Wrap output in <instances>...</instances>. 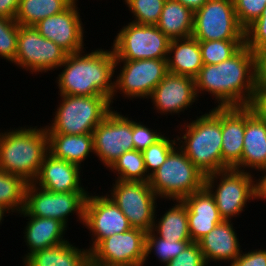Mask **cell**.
<instances>
[{"instance_id":"obj_1","label":"cell","mask_w":266,"mask_h":266,"mask_svg":"<svg viewBox=\"0 0 266 266\" xmlns=\"http://www.w3.org/2000/svg\"><path fill=\"white\" fill-rule=\"evenodd\" d=\"M194 79L198 99L207 92L217 107L249 106L256 89L254 53L243 45L231 58L203 65Z\"/></svg>"},{"instance_id":"obj_2","label":"cell","mask_w":266,"mask_h":266,"mask_svg":"<svg viewBox=\"0 0 266 266\" xmlns=\"http://www.w3.org/2000/svg\"><path fill=\"white\" fill-rule=\"evenodd\" d=\"M67 54L56 77L58 94L71 96L105 95L110 100L114 92L115 55L113 49L97 48L87 53ZM113 79V81H112Z\"/></svg>"},{"instance_id":"obj_3","label":"cell","mask_w":266,"mask_h":266,"mask_svg":"<svg viewBox=\"0 0 266 266\" xmlns=\"http://www.w3.org/2000/svg\"><path fill=\"white\" fill-rule=\"evenodd\" d=\"M195 120L183 122L177 146L205 175L222 170V107H213ZM184 127V128H183ZM182 134V135H181Z\"/></svg>"},{"instance_id":"obj_4","label":"cell","mask_w":266,"mask_h":266,"mask_svg":"<svg viewBox=\"0 0 266 266\" xmlns=\"http://www.w3.org/2000/svg\"><path fill=\"white\" fill-rule=\"evenodd\" d=\"M0 132V170L33 182L48 150L46 127H18Z\"/></svg>"},{"instance_id":"obj_5","label":"cell","mask_w":266,"mask_h":266,"mask_svg":"<svg viewBox=\"0 0 266 266\" xmlns=\"http://www.w3.org/2000/svg\"><path fill=\"white\" fill-rule=\"evenodd\" d=\"M54 119L46 125L47 134L81 135L93 133L94 129L113 109L105 95H60Z\"/></svg>"},{"instance_id":"obj_6","label":"cell","mask_w":266,"mask_h":266,"mask_svg":"<svg viewBox=\"0 0 266 266\" xmlns=\"http://www.w3.org/2000/svg\"><path fill=\"white\" fill-rule=\"evenodd\" d=\"M148 183L160 199L183 200L205 185V174L176 146Z\"/></svg>"},{"instance_id":"obj_7","label":"cell","mask_w":266,"mask_h":266,"mask_svg":"<svg viewBox=\"0 0 266 266\" xmlns=\"http://www.w3.org/2000/svg\"><path fill=\"white\" fill-rule=\"evenodd\" d=\"M254 177L253 173L234 168L205 175L204 186L213 195L224 220L232 221L239 217L247 204L256 200Z\"/></svg>"},{"instance_id":"obj_8","label":"cell","mask_w":266,"mask_h":266,"mask_svg":"<svg viewBox=\"0 0 266 266\" xmlns=\"http://www.w3.org/2000/svg\"><path fill=\"white\" fill-rule=\"evenodd\" d=\"M117 67L121 68L119 73ZM115 70L118 75L116 74L114 79L111 105L118 93L132 102L138 98L148 100L155 87L168 73L167 59L115 60Z\"/></svg>"},{"instance_id":"obj_9","label":"cell","mask_w":266,"mask_h":266,"mask_svg":"<svg viewBox=\"0 0 266 266\" xmlns=\"http://www.w3.org/2000/svg\"><path fill=\"white\" fill-rule=\"evenodd\" d=\"M113 40L116 60L167 59L170 39L156 25L128 22Z\"/></svg>"},{"instance_id":"obj_10","label":"cell","mask_w":266,"mask_h":266,"mask_svg":"<svg viewBox=\"0 0 266 266\" xmlns=\"http://www.w3.org/2000/svg\"><path fill=\"white\" fill-rule=\"evenodd\" d=\"M87 196L88 192L53 193L30 182L25 191L24 209L18 214L53 218L67 226L69 216L76 213L77 221L83 225Z\"/></svg>"},{"instance_id":"obj_11","label":"cell","mask_w":266,"mask_h":266,"mask_svg":"<svg viewBox=\"0 0 266 266\" xmlns=\"http://www.w3.org/2000/svg\"><path fill=\"white\" fill-rule=\"evenodd\" d=\"M106 195L127 217L132 228L148 233L153 228L158 196L148 182L113 180Z\"/></svg>"},{"instance_id":"obj_12","label":"cell","mask_w":266,"mask_h":266,"mask_svg":"<svg viewBox=\"0 0 266 266\" xmlns=\"http://www.w3.org/2000/svg\"><path fill=\"white\" fill-rule=\"evenodd\" d=\"M67 52L40 35L34 26L19 25L17 55L14 65L31 74L59 70Z\"/></svg>"},{"instance_id":"obj_13","label":"cell","mask_w":266,"mask_h":266,"mask_svg":"<svg viewBox=\"0 0 266 266\" xmlns=\"http://www.w3.org/2000/svg\"><path fill=\"white\" fill-rule=\"evenodd\" d=\"M192 36L198 41L244 40L233 0H208L196 10Z\"/></svg>"},{"instance_id":"obj_14","label":"cell","mask_w":266,"mask_h":266,"mask_svg":"<svg viewBox=\"0 0 266 266\" xmlns=\"http://www.w3.org/2000/svg\"><path fill=\"white\" fill-rule=\"evenodd\" d=\"M92 135L94 154L106 168H109L124 152L134 149L132 117L124 116L114 108L94 129Z\"/></svg>"},{"instance_id":"obj_15","label":"cell","mask_w":266,"mask_h":266,"mask_svg":"<svg viewBox=\"0 0 266 266\" xmlns=\"http://www.w3.org/2000/svg\"><path fill=\"white\" fill-rule=\"evenodd\" d=\"M88 193L85 203L84 226L89 230L91 251L101 240L115 233H123L132 227L127 217L106 194ZM95 194V195H94Z\"/></svg>"},{"instance_id":"obj_16","label":"cell","mask_w":266,"mask_h":266,"mask_svg":"<svg viewBox=\"0 0 266 266\" xmlns=\"http://www.w3.org/2000/svg\"><path fill=\"white\" fill-rule=\"evenodd\" d=\"M146 232L131 228L101 240L90 256L97 261L126 266H143L145 261Z\"/></svg>"},{"instance_id":"obj_17","label":"cell","mask_w":266,"mask_h":266,"mask_svg":"<svg viewBox=\"0 0 266 266\" xmlns=\"http://www.w3.org/2000/svg\"><path fill=\"white\" fill-rule=\"evenodd\" d=\"M77 1L63 12L46 17L34 26L41 36L53 41L68 54L80 52L85 49L84 45L86 46L85 28Z\"/></svg>"},{"instance_id":"obj_18","label":"cell","mask_w":266,"mask_h":266,"mask_svg":"<svg viewBox=\"0 0 266 266\" xmlns=\"http://www.w3.org/2000/svg\"><path fill=\"white\" fill-rule=\"evenodd\" d=\"M149 99L158 114L179 115L185 109L187 111L188 108H192L194 102L196 104L199 100L195 89V79L168 72L155 87Z\"/></svg>"},{"instance_id":"obj_19","label":"cell","mask_w":266,"mask_h":266,"mask_svg":"<svg viewBox=\"0 0 266 266\" xmlns=\"http://www.w3.org/2000/svg\"><path fill=\"white\" fill-rule=\"evenodd\" d=\"M81 170L82 167L58 159L48 152L33 183L53 193L88 192L81 182Z\"/></svg>"},{"instance_id":"obj_20","label":"cell","mask_w":266,"mask_h":266,"mask_svg":"<svg viewBox=\"0 0 266 266\" xmlns=\"http://www.w3.org/2000/svg\"><path fill=\"white\" fill-rule=\"evenodd\" d=\"M266 167V122L245 106V134L241 161L234 169L252 173ZM246 169V170H245ZM251 169V170H250Z\"/></svg>"},{"instance_id":"obj_21","label":"cell","mask_w":266,"mask_h":266,"mask_svg":"<svg viewBox=\"0 0 266 266\" xmlns=\"http://www.w3.org/2000/svg\"><path fill=\"white\" fill-rule=\"evenodd\" d=\"M187 206L189 235L198 242L224 219L221 217L213 195L204 186L183 199Z\"/></svg>"},{"instance_id":"obj_22","label":"cell","mask_w":266,"mask_h":266,"mask_svg":"<svg viewBox=\"0 0 266 266\" xmlns=\"http://www.w3.org/2000/svg\"><path fill=\"white\" fill-rule=\"evenodd\" d=\"M233 224L223 220L197 242L208 266L210 262L231 264L240 255L242 246Z\"/></svg>"},{"instance_id":"obj_23","label":"cell","mask_w":266,"mask_h":266,"mask_svg":"<svg viewBox=\"0 0 266 266\" xmlns=\"http://www.w3.org/2000/svg\"><path fill=\"white\" fill-rule=\"evenodd\" d=\"M244 134L245 106L222 107V170L241 161Z\"/></svg>"},{"instance_id":"obj_24","label":"cell","mask_w":266,"mask_h":266,"mask_svg":"<svg viewBox=\"0 0 266 266\" xmlns=\"http://www.w3.org/2000/svg\"><path fill=\"white\" fill-rule=\"evenodd\" d=\"M19 216L27 217L28 220L23 230V239L28 251L21 257L22 261L37 250L51 248L68 241V238L64 237L69 227L59 220L31 215Z\"/></svg>"},{"instance_id":"obj_25","label":"cell","mask_w":266,"mask_h":266,"mask_svg":"<svg viewBox=\"0 0 266 266\" xmlns=\"http://www.w3.org/2000/svg\"><path fill=\"white\" fill-rule=\"evenodd\" d=\"M203 65L199 41L193 36L170 41L168 72L195 78Z\"/></svg>"},{"instance_id":"obj_26","label":"cell","mask_w":266,"mask_h":266,"mask_svg":"<svg viewBox=\"0 0 266 266\" xmlns=\"http://www.w3.org/2000/svg\"><path fill=\"white\" fill-rule=\"evenodd\" d=\"M67 241L33 252L23 260V266H87L90 251Z\"/></svg>"},{"instance_id":"obj_27","label":"cell","mask_w":266,"mask_h":266,"mask_svg":"<svg viewBox=\"0 0 266 266\" xmlns=\"http://www.w3.org/2000/svg\"><path fill=\"white\" fill-rule=\"evenodd\" d=\"M49 153L58 159L84 166L85 159L94 154L92 133L81 135L47 134Z\"/></svg>"},{"instance_id":"obj_28","label":"cell","mask_w":266,"mask_h":266,"mask_svg":"<svg viewBox=\"0 0 266 266\" xmlns=\"http://www.w3.org/2000/svg\"><path fill=\"white\" fill-rule=\"evenodd\" d=\"M194 12L177 0H166L157 28L170 40L192 36Z\"/></svg>"},{"instance_id":"obj_29","label":"cell","mask_w":266,"mask_h":266,"mask_svg":"<svg viewBox=\"0 0 266 266\" xmlns=\"http://www.w3.org/2000/svg\"><path fill=\"white\" fill-rule=\"evenodd\" d=\"M173 202L175 205L169 207L160 218L156 219L155 213L152 231L165 240L191 241L187 206L183 200H173Z\"/></svg>"},{"instance_id":"obj_30","label":"cell","mask_w":266,"mask_h":266,"mask_svg":"<svg viewBox=\"0 0 266 266\" xmlns=\"http://www.w3.org/2000/svg\"><path fill=\"white\" fill-rule=\"evenodd\" d=\"M75 0H19L15 21L23 26H35L42 19L59 14Z\"/></svg>"},{"instance_id":"obj_31","label":"cell","mask_w":266,"mask_h":266,"mask_svg":"<svg viewBox=\"0 0 266 266\" xmlns=\"http://www.w3.org/2000/svg\"><path fill=\"white\" fill-rule=\"evenodd\" d=\"M27 185L23 177L0 170V206L12 215L20 213L24 209Z\"/></svg>"},{"instance_id":"obj_32","label":"cell","mask_w":266,"mask_h":266,"mask_svg":"<svg viewBox=\"0 0 266 266\" xmlns=\"http://www.w3.org/2000/svg\"><path fill=\"white\" fill-rule=\"evenodd\" d=\"M108 169L116 173L115 180L148 182L150 178L145 169L143 153L135 149L124 152Z\"/></svg>"},{"instance_id":"obj_33","label":"cell","mask_w":266,"mask_h":266,"mask_svg":"<svg viewBox=\"0 0 266 266\" xmlns=\"http://www.w3.org/2000/svg\"><path fill=\"white\" fill-rule=\"evenodd\" d=\"M192 241H170L158 237L152 230L146 234L145 261L154 253L164 266L182 252Z\"/></svg>"},{"instance_id":"obj_34","label":"cell","mask_w":266,"mask_h":266,"mask_svg":"<svg viewBox=\"0 0 266 266\" xmlns=\"http://www.w3.org/2000/svg\"><path fill=\"white\" fill-rule=\"evenodd\" d=\"M243 45L244 40L199 41L203 64L221 63L231 58Z\"/></svg>"},{"instance_id":"obj_35","label":"cell","mask_w":266,"mask_h":266,"mask_svg":"<svg viewBox=\"0 0 266 266\" xmlns=\"http://www.w3.org/2000/svg\"><path fill=\"white\" fill-rule=\"evenodd\" d=\"M134 20L142 25H157L166 0H123Z\"/></svg>"},{"instance_id":"obj_36","label":"cell","mask_w":266,"mask_h":266,"mask_svg":"<svg viewBox=\"0 0 266 266\" xmlns=\"http://www.w3.org/2000/svg\"><path fill=\"white\" fill-rule=\"evenodd\" d=\"M170 139L171 137L163 134L159 140L142 152L145 169L149 176L165 162L169 153L177 146V138Z\"/></svg>"},{"instance_id":"obj_37","label":"cell","mask_w":266,"mask_h":266,"mask_svg":"<svg viewBox=\"0 0 266 266\" xmlns=\"http://www.w3.org/2000/svg\"><path fill=\"white\" fill-rule=\"evenodd\" d=\"M19 24L12 18L0 16V58L15 63Z\"/></svg>"},{"instance_id":"obj_38","label":"cell","mask_w":266,"mask_h":266,"mask_svg":"<svg viewBox=\"0 0 266 266\" xmlns=\"http://www.w3.org/2000/svg\"><path fill=\"white\" fill-rule=\"evenodd\" d=\"M244 45L252 52L266 48V7L261 16L244 29Z\"/></svg>"},{"instance_id":"obj_39","label":"cell","mask_w":266,"mask_h":266,"mask_svg":"<svg viewBox=\"0 0 266 266\" xmlns=\"http://www.w3.org/2000/svg\"><path fill=\"white\" fill-rule=\"evenodd\" d=\"M239 24L245 29L259 18L266 7V0H233Z\"/></svg>"},{"instance_id":"obj_40","label":"cell","mask_w":266,"mask_h":266,"mask_svg":"<svg viewBox=\"0 0 266 266\" xmlns=\"http://www.w3.org/2000/svg\"><path fill=\"white\" fill-rule=\"evenodd\" d=\"M159 129L154 130L143 122H136L132 119V140L134 149L143 152L150 145L154 144L163 135Z\"/></svg>"},{"instance_id":"obj_41","label":"cell","mask_w":266,"mask_h":266,"mask_svg":"<svg viewBox=\"0 0 266 266\" xmlns=\"http://www.w3.org/2000/svg\"><path fill=\"white\" fill-rule=\"evenodd\" d=\"M165 266H208L197 242H191Z\"/></svg>"},{"instance_id":"obj_42","label":"cell","mask_w":266,"mask_h":266,"mask_svg":"<svg viewBox=\"0 0 266 266\" xmlns=\"http://www.w3.org/2000/svg\"><path fill=\"white\" fill-rule=\"evenodd\" d=\"M217 266V264H216ZM229 266H266V249H253L243 252Z\"/></svg>"},{"instance_id":"obj_43","label":"cell","mask_w":266,"mask_h":266,"mask_svg":"<svg viewBox=\"0 0 266 266\" xmlns=\"http://www.w3.org/2000/svg\"><path fill=\"white\" fill-rule=\"evenodd\" d=\"M255 86L266 87V48L254 51Z\"/></svg>"},{"instance_id":"obj_44","label":"cell","mask_w":266,"mask_h":266,"mask_svg":"<svg viewBox=\"0 0 266 266\" xmlns=\"http://www.w3.org/2000/svg\"><path fill=\"white\" fill-rule=\"evenodd\" d=\"M264 122H266V87H256L254 97L249 105Z\"/></svg>"},{"instance_id":"obj_45","label":"cell","mask_w":266,"mask_h":266,"mask_svg":"<svg viewBox=\"0 0 266 266\" xmlns=\"http://www.w3.org/2000/svg\"><path fill=\"white\" fill-rule=\"evenodd\" d=\"M19 7V0H0V16L14 19Z\"/></svg>"},{"instance_id":"obj_46","label":"cell","mask_w":266,"mask_h":266,"mask_svg":"<svg viewBox=\"0 0 266 266\" xmlns=\"http://www.w3.org/2000/svg\"><path fill=\"white\" fill-rule=\"evenodd\" d=\"M261 175H257L255 177V199L259 201L260 200H265L266 202V167L262 168L259 170Z\"/></svg>"},{"instance_id":"obj_47","label":"cell","mask_w":266,"mask_h":266,"mask_svg":"<svg viewBox=\"0 0 266 266\" xmlns=\"http://www.w3.org/2000/svg\"><path fill=\"white\" fill-rule=\"evenodd\" d=\"M193 12L200 9L208 0H177Z\"/></svg>"},{"instance_id":"obj_48","label":"cell","mask_w":266,"mask_h":266,"mask_svg":"<svg viewBox=\"0 0 266 266\" xmlns=\"http://www.w3.org/2000/svg\"><path fill=\"white\" fill-rule=\"evenodd\" d=\"M87 266H126L121 264H110L103 261L94 260L91 256Z\"/></svg>"},{"instance_id":"obj_49","label":"cell","mask_w":266,"mask_h":266,"mask_svg":"<svg viewBox=\"0 0 266 266\" xmlns=\"http://www.w3.org/2000/svg\"><path fill=\"white\" fill-rule=\"evenodd\" d=\"M6 214H8V215H6ZM9 212L6 210V209H4L2 206H0V225L2 224V222L5 220V219H3L4 218V216L6 217V216H9Z\"/></svg>"}]
</instances>
